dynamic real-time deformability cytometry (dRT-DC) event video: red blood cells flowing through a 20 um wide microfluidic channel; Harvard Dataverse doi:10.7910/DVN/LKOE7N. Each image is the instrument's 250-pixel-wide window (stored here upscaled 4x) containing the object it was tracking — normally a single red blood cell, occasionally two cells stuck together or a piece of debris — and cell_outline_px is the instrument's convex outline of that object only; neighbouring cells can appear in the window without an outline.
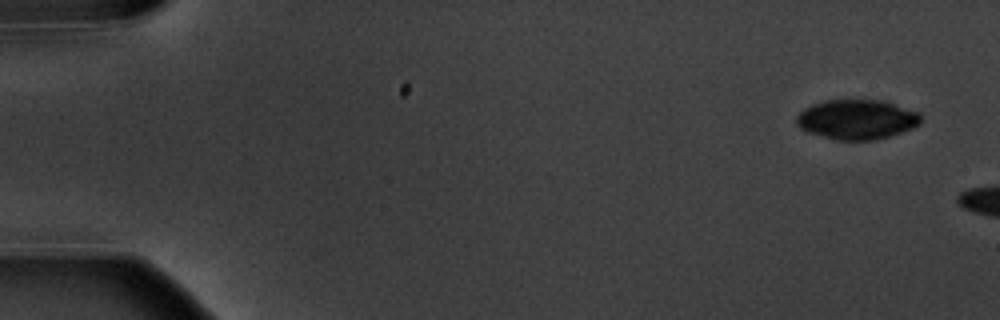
{"species": "common noctule bat (a hibernating species)", "species_latin": "Nyctalus noctula", "temperature_condition": "warm", "stored_images_in_passage": 3, "camera_frame_rate_fps": 3000, "um_per_image_px": 0.085, "animal": {"sex": "male", "body_mass_g": 20.1, "forearm_length_mm": 53.5}, "frame": {"image": 1, "passage_image": 1, "time_ms": 0.0, "image_size_px": [1000, 320], "cell_outline_px": [[924, 120], [920, 124], [912, 128], [888, 136], [872, 140], [840, 140], [808, 132], [800, 128], [796, 124], [796, 116], [804, 108], [812, 104], [824, 100], [888, 100], [920, 112]], "centroid_in_image_um": [72.88, 10.12], "position_along_channel_um": 12.1, "area_um2": 29.07}}